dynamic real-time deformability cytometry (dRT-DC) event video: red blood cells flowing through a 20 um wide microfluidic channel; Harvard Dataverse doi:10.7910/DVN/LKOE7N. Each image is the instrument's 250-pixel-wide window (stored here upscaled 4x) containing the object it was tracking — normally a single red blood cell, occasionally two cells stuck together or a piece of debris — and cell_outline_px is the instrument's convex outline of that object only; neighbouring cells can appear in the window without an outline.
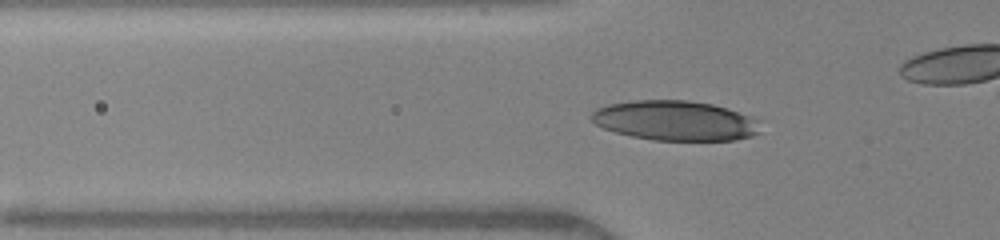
{"species": "human", "species_latin": "Homo sapiens", "temperature_condition": "warm", "stored_images_in_passage": 40, "camera_frame_rate_fps": 3000, "um_per_image_px": 0.085, "donor": {"sex": "female"}, "frame": {"image": 1, "passage_image": 16, "time_ms": 5.0, "image_size_px": [1000, 240], "cell_outline_px": [[752, 132], [748, 136], [732, 140], [660, 140], [636, 136], [620, 132], [596, 124], [592, 120], [592, 116], [600, 108], [612, 104], [644, 100], [680, 100], [708, 104], [724, 108], [736, 112], [744, 116]], "centroid_in_image_um": [57.22, 10.25], "position_along_channel_um": 68.6, "area_um2": 36.36}}
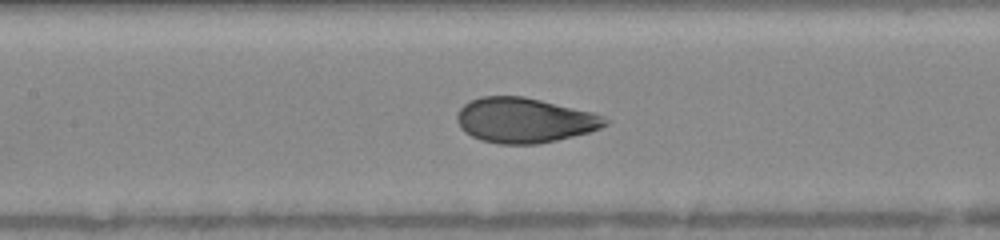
{"frame": {"image": 2, "passage_image": 23, "time_ms": 7.333, "image_size_px": [1000, 240], "cell_outline_px": [[604, 124], [588, 132], [552, 140], [532, 144], [504, 144], [484, 140], [472, 136], [460, 124], [460, 108], [472, 100], [484, 96], [520, 96], [588, 112], [596, 116]], "centroid_in_image_um": [44.48, 10.22], "position_along_channel_um": 162.9, "area_um2": 36.47}}
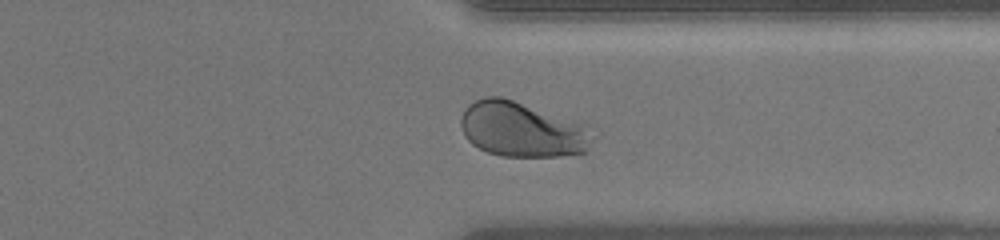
{"frame": {"image": 3, "passage_image": 38, "time_ms": 12.333, "image_size_px": [1000, 240], "cell_outline_px": [[584, 152], [552, 156], [504, 156], [488, 152], [480, 148], [468, 140], [464, 132], [464, 112], [476, 100], [492, 96], [496, 96], [512, 100], [520, 104], [572, 132]], "centroid_in_image_um": [43.83, 11.07], "position_along_channel_um": 367.6, "area_um2": 35.43}}